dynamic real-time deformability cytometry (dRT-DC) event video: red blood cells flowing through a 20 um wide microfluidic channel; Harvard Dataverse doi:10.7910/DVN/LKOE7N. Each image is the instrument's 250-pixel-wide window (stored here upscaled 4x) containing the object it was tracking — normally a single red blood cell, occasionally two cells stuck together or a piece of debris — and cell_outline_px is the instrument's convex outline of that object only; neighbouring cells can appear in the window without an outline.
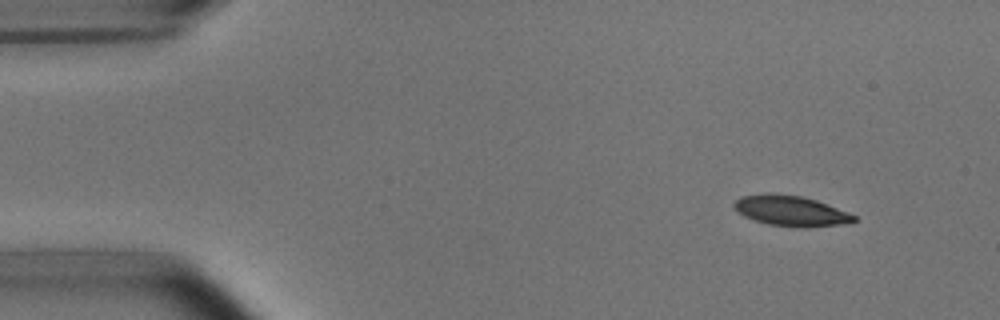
{"species": "common noctule bat (a hibernating species)", "species_latin": "Nyctalus noctula", "temperature_condition": "room temperature", "stored_images_in_passage": 5, "camera_frame_rate_fps": 3000, "um_per_image_px": 0.085, "animal": {"sex": "male", "body_mass_g": 15.6}, "frame": {"image": 1, "passage_image": 1, "time_ms": 0.0, "image_size_px": [1000, 320], "cell_outline_px": [[860, 220], [852, 224], [804, 228], [768, 224], [744, 216], [732, 204], [740, 196], [768, 192], [772, 192], [800, 196], [816, 200], [848, 212], [856, 216]], "centroid_in_image_um": [67.3, 17.93], "position_along_channel_um": 17.7, "area_um2": 21.56}}
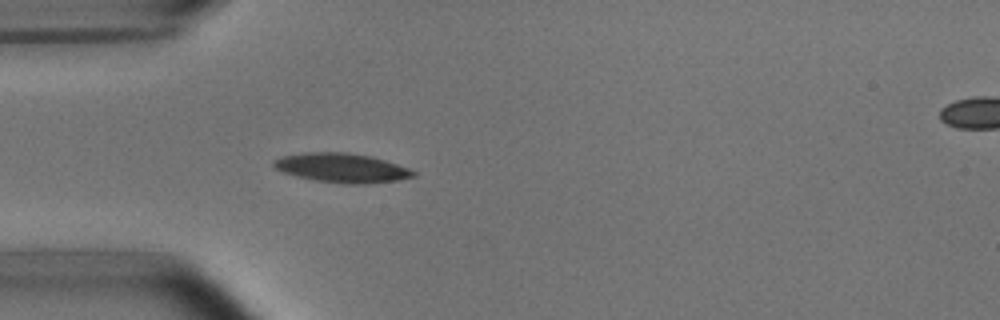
{"frame": {"image": 2, "passage_image": 4, "time_ms": 3.333, "image_size_px": [1000, 320], "cell_outline_px": [[416, 176], [396, 180], [368, 184], [344, 184], [312, 180], [296, 176], [284, 172], [276, 168], [272, 164], [272, 160], [284, 156], [304, 152], [348, 152], [372, 156], [408, 168], [416, 172]], "centroid_in_image_um": [29.04, 14.27], "position_along_channel_um": 56.0, "area_um2": 23.87}}